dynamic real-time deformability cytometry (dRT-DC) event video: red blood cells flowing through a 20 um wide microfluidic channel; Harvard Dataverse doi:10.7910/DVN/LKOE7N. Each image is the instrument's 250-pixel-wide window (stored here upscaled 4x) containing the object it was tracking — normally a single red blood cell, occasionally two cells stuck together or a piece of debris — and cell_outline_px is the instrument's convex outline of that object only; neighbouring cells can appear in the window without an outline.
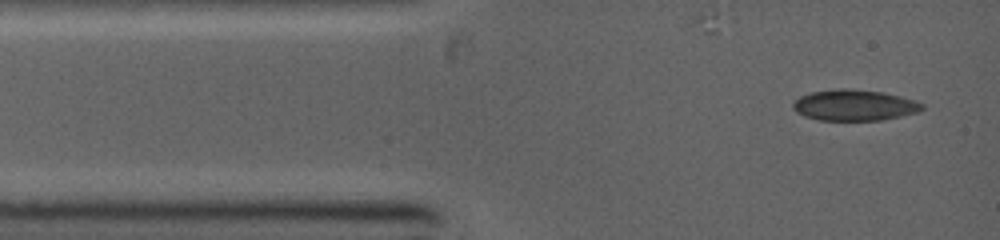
{"species": "common noctule bat (a hibernating species)", "species_latin": "Nyctalus noctula", "temperature_condition": "warm", "stored_images_in_passage": 4, "camera_frame_rate_fps": 5000, "um_per_image_px": 0.085, "animal": {"sex": "female", "body_mass_g": 19.0, "forearm_length_mm": 53.3}, "frame": {"image": 1, "passage_image": 1, "time_ms": 0.0, "image_size_px": [1000, 240], "cell_outline_px": [[924, 108], [916, 112], [900, 116], [880, 120], [820, 120], [804, 116], [796, 112], [792, 108], [792, 104], [800, 96], [812, 92], [840, 88], [848, 88], [880, 92], [900, 96], [924, 104]], "centroid_in_image_um": [72.58, 8.94], "position_along_channel_um": 12.4, "area_um2": 23.06}}
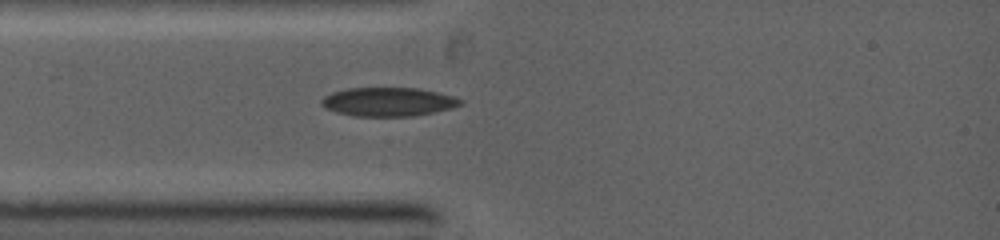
{"frame": {"image": 2, "passage_image": 4, "time_ms": 1.8, "image_size_px": [1000, 240], "cell_outline_px": [[464, 104], [452, 108], [412, 116], [356, 116], [336, 112], [320, 104], [320, 100], [324, 96], [332, 92], [348, 88], [416, 88], [436, 92], [452, 96], [464, 100]], "centroid_in_image_um": [33.0, 8.65], "position_along_channel_um": 52.0, "area_um2": 23.18}}